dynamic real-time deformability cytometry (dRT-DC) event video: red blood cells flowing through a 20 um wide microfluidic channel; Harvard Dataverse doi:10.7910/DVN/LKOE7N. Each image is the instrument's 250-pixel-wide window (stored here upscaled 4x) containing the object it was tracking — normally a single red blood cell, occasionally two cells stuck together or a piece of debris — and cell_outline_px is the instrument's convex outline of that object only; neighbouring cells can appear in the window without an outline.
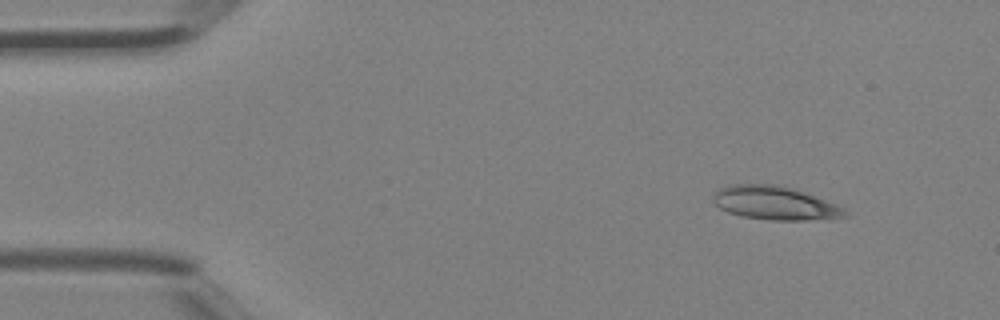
{"species": "Egyptian fruit bat (a non-hibernating species)", "species_latin": "Rousettus aegyptiacus", "temperature_condition": "room temperature", "stored_images_in_passage": 41, "camera_frame_rate_fps": 3000, "um_per_image_px": 0.085, "animal": {"sex": "female"}, "frame": {"image": 1, "passage_image": 1, "time_ms": 0.0, "image_size_px": [1000, 320], "cell_outline_px": [[848, 216], [828, 220], [768, 220], [744, 216], [728, 212], [720, 208], [712, 200], [712, 196], [720, 188], [732, 184], [776, 184], [804, 192], [816, 196], [836, 204], [844, 208], [848, 212]], "centroid_in_image_um": [65.91, 17.27], "position_along_channel_um": 19.1, "area_um2": 25.89}}
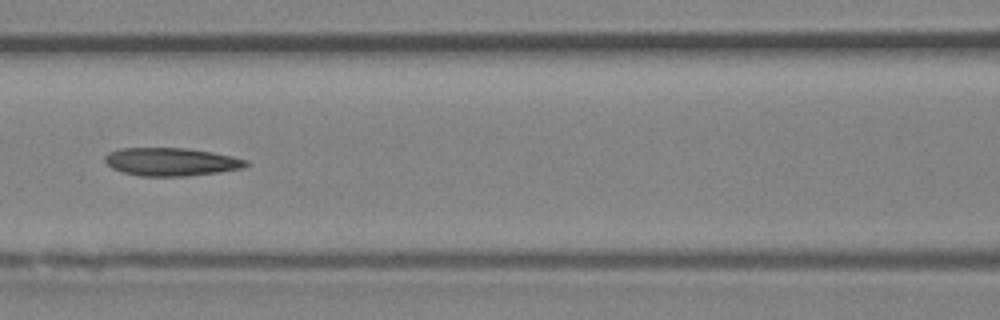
{"frame": {"image": 2, "passage_image": 16, "time_ms": 5.0, "image_size_px": [1000, 320], "cell_outline_px": [[252, 164], [244, 168], [220, 172], [188, 176], [140, 176], [124, 172], [112, 168], [104, 160], [104, 156], [108, 152], [120, 148], [188, 148], [212, 152], [232, 156], [248, 160]], "centroid_in_image_um": [14.59, 13.75], "position_along_channel_um": 152.0, "area_um2": 23.29}}
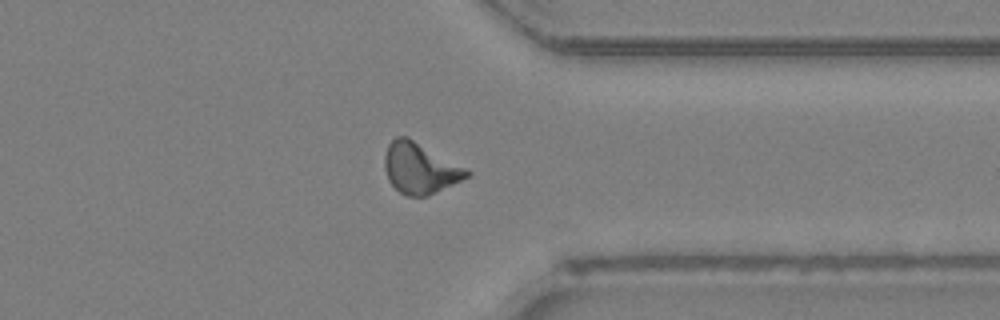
{"frame": {"image": 3, "passage_image": 31, "time_ms": 10.0, "image_size_px": [1000, 320], "cell_outline_px": [[472, 172], [468, 176], [428, 196], [408, 196], [400, 192], [388, 180], [384, 168], [384, 156], [388, 144], [396, 136], [408, 136]], "centroid_in_image_um": [35.65, 14.28], "position_along_channel_um": 375.7, "area_um2": 24.04}, "authors_computed_cell_mechanics": {"area_um2": 22.8888, "velocity_mm_per_s": 4.5632, "shape_relaxation_time_tau1_ms": null, "shape_relaxation_time_tau2_ms": 4.521, "deformation_change_tau1": null, "deformation_change_tau2": 0.139}}